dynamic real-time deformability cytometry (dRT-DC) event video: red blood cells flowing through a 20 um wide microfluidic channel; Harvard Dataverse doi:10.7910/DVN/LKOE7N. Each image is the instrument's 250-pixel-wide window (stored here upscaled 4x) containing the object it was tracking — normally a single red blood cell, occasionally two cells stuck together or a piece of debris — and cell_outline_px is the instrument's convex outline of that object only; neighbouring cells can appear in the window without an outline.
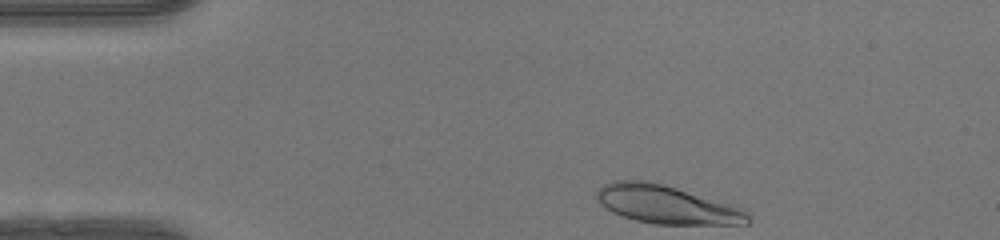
{"species": "human", "species_latin": "Homo sapiens", "temperature_condition": "warm", "stored_images_in_passage": 34, "camera_frame_rate_fps": 3000, "um_per_image_px": 0.085, "donor": {"sex": "female"}, "frame": {"image": 1, "passage_image": 1, "time_ms": 0.0, "image_size_px": [1000, 240], "cell_outline_px": [[752, 212], [748, 224], [656, 224], [636, 220], [612, 212], [600, 204], [596, 196], [596, 188], [604, 184], [616, 180], [648, 180], [664, 184]], "centroid_in_image_um": [56.62, 17.38], "position_along_channel_um": 28.4, "area_um2": 33.47}}
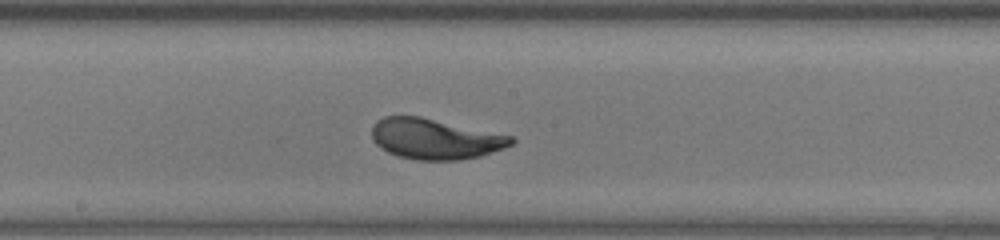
{"frame": {"image": 2, "passage_image": 19, "time_ms": 6.0, "image_size_px": [1000, 240], "cell_outline_px": [[516, 140], [512, 144], [504, 148], [480, 156], [460, 160], [416, 160], [400, 156], [388, 152], [380, 148], [376, 144], [372, 136], [372, 128], [376, 120], [384, 116], [420, 116], [512, 136]], "centroid_in_image_um": [36.97, 11.8], "position_along_channel_um": 211.2, "area_um2": 32.83}}
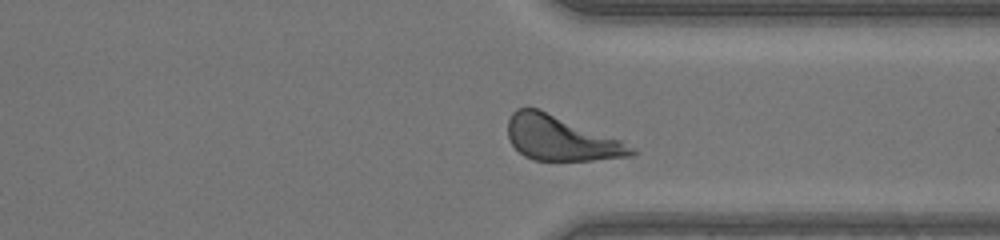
{"frame": {"image": 3, "passage_image": 30, "time_ms": 9.667, "image_size_px": [1000, 240], "cell_outline_px": [[636, 152], [632, 156], [592, 160], [532, 160], [524, 156], [512, 144], [508, 136], [508, 120], [512, 112], [516, 108], [540, 108], [620, 140], [636, 148]], "centroid_in_image_um": [47.66, 11.74], "position_along_channel_um": 363.7, "area_um2": 32.08}, "authors_computed_cell_mechanics": {"area_um2": 32.7726, "velocity_mm_per_s": 4.1398, "shape_relaxation_time_tau1_ms": 3.1129, "shape_relaxation_time_tau2_ms": null, "deformation_change_tau1": 0.1979, "deformation_change_tau2": null}}